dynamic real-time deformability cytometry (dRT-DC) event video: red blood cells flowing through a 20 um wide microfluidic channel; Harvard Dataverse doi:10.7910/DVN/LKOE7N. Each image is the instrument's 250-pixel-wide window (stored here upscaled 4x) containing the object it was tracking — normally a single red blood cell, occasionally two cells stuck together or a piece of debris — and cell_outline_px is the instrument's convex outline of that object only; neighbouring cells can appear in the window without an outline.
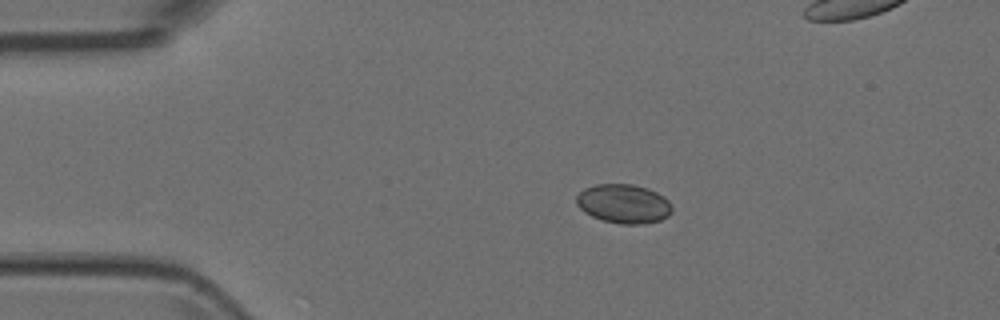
{"species": "Egyptian fruit bat (a non-hibernating species)", "species_latin": "Rousettus aegyptiacus", "temperature_condition": "room temperature", "stored_images_in_passage": 5, "camera_frame_rate_fps": 3000, "um_per_image_px": 0.085, "animal": {"sex": "female"}, "frame": {"image": 1, "passage_image": 3, "time_ms": 0.667, "image_size_px": [1000, 320], "cell_outline_px": [[672, 212], [668, 216], [660, 220], [644, 224], [620, 224], [604, 220], [592, 216], [584, 212], [576, 204], [576, 196], [584, 188], [596, 184], [632, 184], [648, 188], [664, 196], [668, 200], [672, 208]], "centroid_in_image_um": [53.01, 17.31], "position_along_channel_um": 32.0, "area_um2": 21.85}}